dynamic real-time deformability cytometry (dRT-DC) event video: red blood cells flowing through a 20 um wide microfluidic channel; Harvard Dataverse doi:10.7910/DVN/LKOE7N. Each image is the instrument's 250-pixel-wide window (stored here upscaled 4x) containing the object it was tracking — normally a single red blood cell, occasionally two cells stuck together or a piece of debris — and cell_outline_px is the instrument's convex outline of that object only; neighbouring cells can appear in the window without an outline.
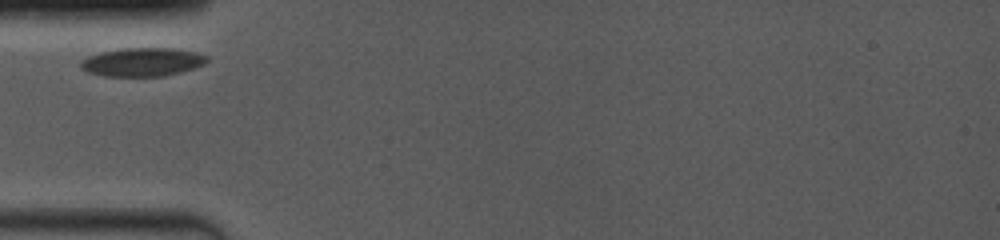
{"species": "common noctule bat (a hibernating species)", "species_latin": "Nyctalus noctula", "temperature_condition": "room temperature", "stored_images_in_passage": 2, "camera_frame_rate_fps": 4000, "um_per_image_px": 0.085, "animal": {"sex": "female", "body_mass_g": 19.0, "forearm_length_mm": 53.3}, "frame": {"image": 1, "passage_image": 1, "time_ms": 0.0, "image_size_px": [1000, 240], "cell_outline_px": [[208, 60], [204, 64], [196, 68], [164, 76], [104, 76], [88, 72], [80, 68], [80, 60], [88, 56], [100, 52], [120, 48], [172, 48], [196, 52], [208, 56]], "centroid_in_image_um": [12.09, 5.27], "position_along_channel_um": 72.9, "area_um2": 21.15}}